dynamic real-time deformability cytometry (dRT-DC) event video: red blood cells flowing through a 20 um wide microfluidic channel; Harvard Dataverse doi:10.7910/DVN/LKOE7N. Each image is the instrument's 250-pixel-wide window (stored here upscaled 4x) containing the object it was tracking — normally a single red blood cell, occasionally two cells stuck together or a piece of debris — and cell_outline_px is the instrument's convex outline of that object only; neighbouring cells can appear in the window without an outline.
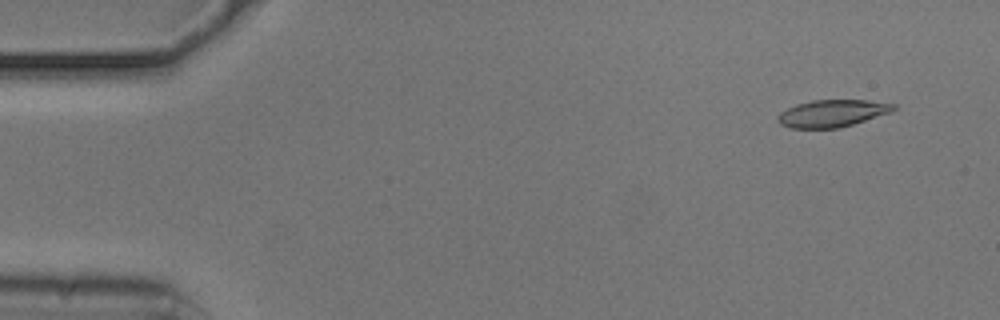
{"species": "common noctule bat (a hibernating species)", "species_latin": "Nyctalus noctula", "temperature_condition": "cold", "stored_images_in_passage": 54, "camera_frame_rate_fps": 3000, "um_per_image_px": 0.085, "animal": {"sex": "male", "body_mass_g": 20.5, "forearm_length_mm": 52.5}, "frame": {"image": 1, "passage_image": 4, "time_ms": 1.0, "image_size_px": [1000, 320], "cell_outline_px": [[896, 108], [892, 112], [840, 128], [792, 128], [780, 124], [776, 120], [780, 112], [796, 104], [812, 100], [868, 100], [896, 104]], "centroid_in_image_um": [70.75, 9.63], "position_along_channel_um": 14.3, "area_um2": 18.38}}
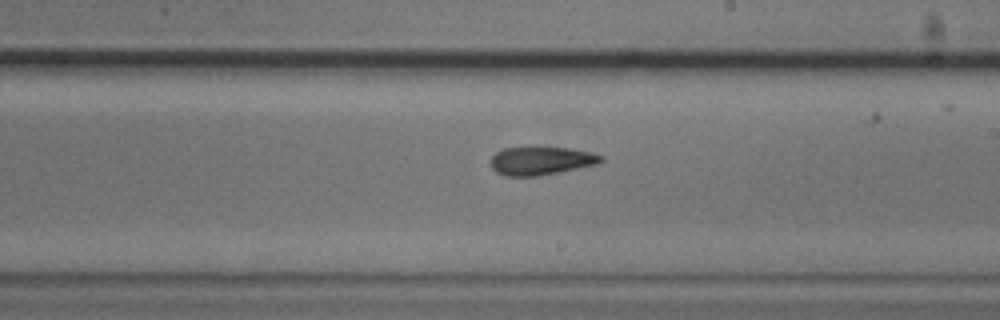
{"frame": {"image": 2, "passage_image": 31, "time_ms": 10.0, "image_size_px": [1000, 320], "cell_outline_px": [[604, 160], [596, 164], [540, 176], [508, 176], [496, 172], [492, 168], [492, 156], [496, 152], [504, 148], [568, 148], [592, 152], [604, 156]], "centroid_in_image_um": [46.01, 13.67], "position_along_channel_um": 243.0, "area_um2": 17.92}}
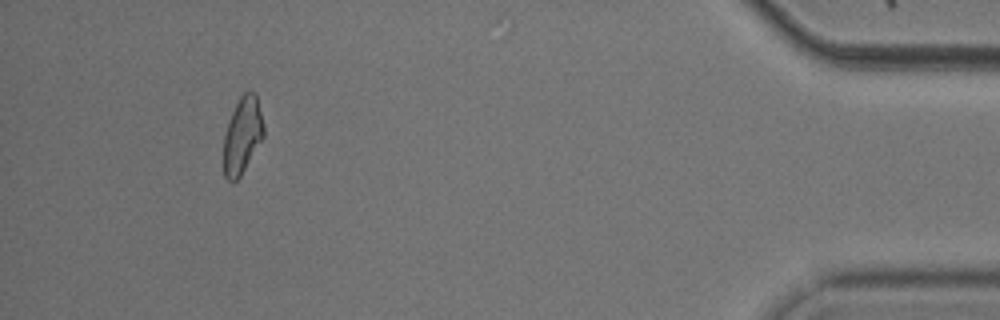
{"frame": {"image": 3, "passage_image": 50, "time_ms": 16.333, "image_size_px": [1000, 320], "cell_outline_px": [[264, 136], [240, 176], [232, 184], [224, 176], [224, 136], [232, 112], [240, 96], [248, 88], [256, 92], [264, 124]], "centroid_in_image_um": [20.62, 11.47], "position_along_channel_um": 414.6, "area_um2": 17.92}, "authors_computed_cell_mechanics": {"area_um2": 18.5538, "velocity_mm_per_s": 3.7404, "shape_relaxation_time_tau1_ms": 3.8359, "shape_relaxation_time_tau2_ms": 3.7608, "deformation_change_tau1": 0.1312, "deformation_change_tau2": 0.1129}}